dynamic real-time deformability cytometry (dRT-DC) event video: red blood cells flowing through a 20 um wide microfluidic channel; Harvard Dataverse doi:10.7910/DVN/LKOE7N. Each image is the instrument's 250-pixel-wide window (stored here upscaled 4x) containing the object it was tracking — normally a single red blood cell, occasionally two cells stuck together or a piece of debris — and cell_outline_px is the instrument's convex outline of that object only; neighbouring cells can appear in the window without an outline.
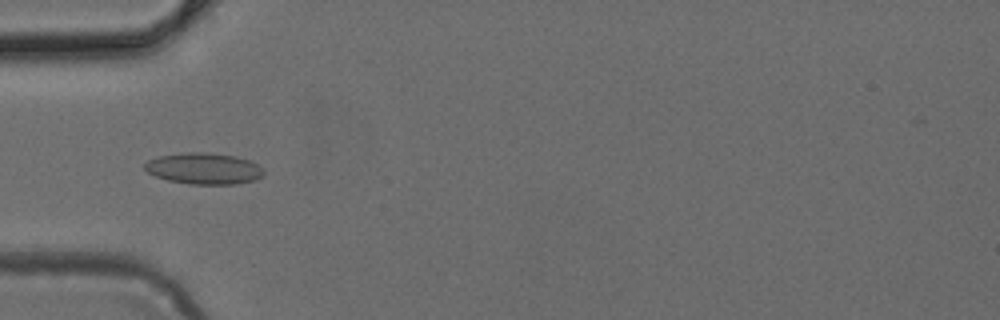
{"species": "common noctule bat (a hibernating species)", "species_latin": "Nyctalus noctula", "temperature_condition": "cold", "stored_images_in_passage": 48, "camera_frame_rate_fps": 3000, "um_per_image_px": 0.085, "animal": {"sex": "female", "body_mass_g": 24.6, "forearm_length_mm": 56.2}, "frame": {"image": 1, "passage_image": 15, "time_ms": 4.667, "image_size_px": [1000, 320], "cell_outline_px": [[264, 176], [256, 180], [236, 184], [188, 184], [168, 180], [156, 176], [148, 172], [144, 168], [144, 164], [148, 160], [160, 156], [188, 152], [204, 152], [236, 156], [248, 160], [264, 168]], "centroid_in_image_um": [17.36, 14.33], "position_along_channel_um": 67.6, "area_um2": 21.73}}
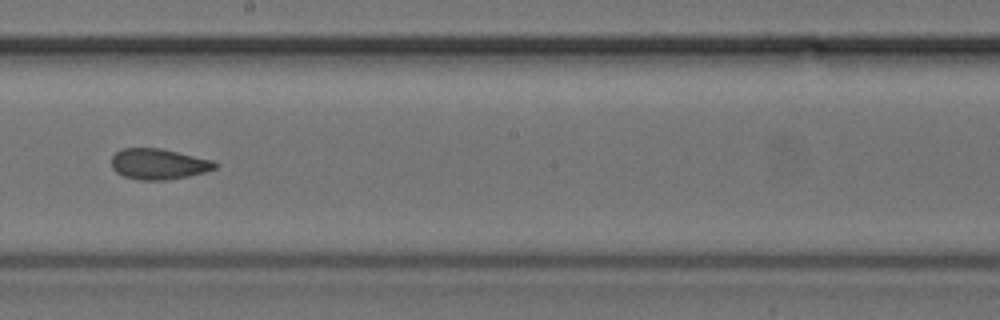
{"frame": {"image": 2, "passage_image": 27, "time_ms": 8.667, "image_size_px": [1000, 320], "cell_outline_px": [[220, 164], [216, 168], [204, 172], [188, 176], [168, 180], [140, 180], [124, 176], [116, 172], [112, 168], [112, 156], [120, 148], [160, 148], [212, 160]], "centroid_in_image_um": [13.47, 13.94], "position_along_channel_um": 234.7, "area_um2": 18.55}}
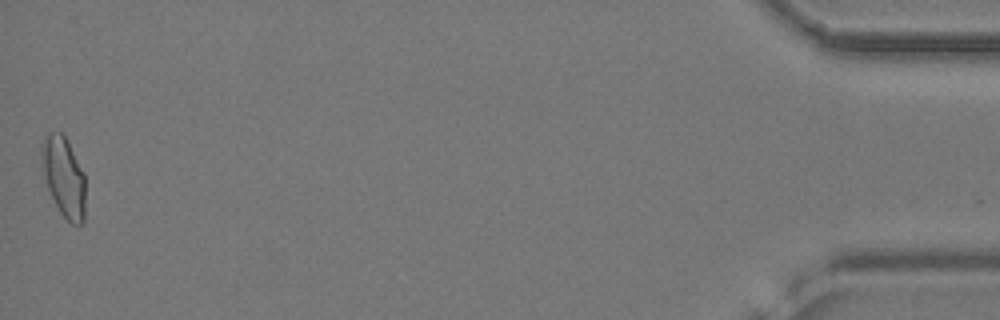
{"frame": {"image": 3, "passage_image": 48, "time_ms": 15.667, "image_size_px": [1000, 320], "cell_outline_px": [[84, 224], [72, 224], [60, 212], [48, 188], [44, 172], [40, 148], [44, 136], [48, 132], [60, 132], [64, 136], [84, 172]], "centroid_in_image_um": [5.42, 15.02], "position_along_channel_um": 429.8, "area_um2": 19.94}}